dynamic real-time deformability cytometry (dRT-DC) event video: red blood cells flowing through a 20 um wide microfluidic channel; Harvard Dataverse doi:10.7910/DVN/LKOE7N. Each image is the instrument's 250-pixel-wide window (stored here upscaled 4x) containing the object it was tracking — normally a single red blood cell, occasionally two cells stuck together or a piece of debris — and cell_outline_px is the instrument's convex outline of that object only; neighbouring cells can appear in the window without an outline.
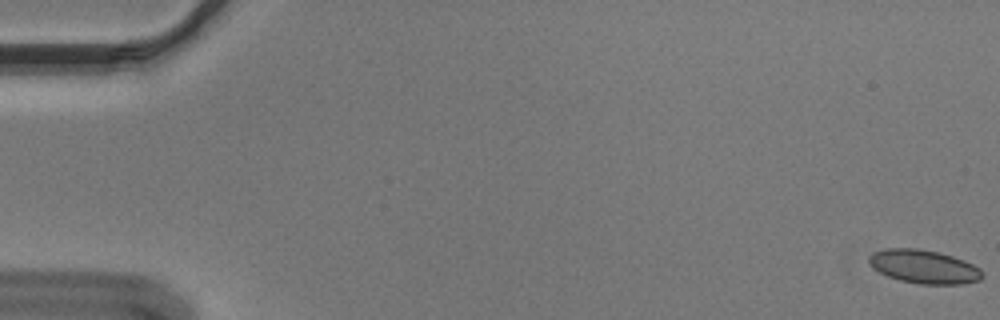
{"species": "Egyptian fruit bat (a non-hibernating species)", "species_latin": "Rousettus aegyptiacus", "temperature_condition": "cold", "stored_images_in_passage": 10, "camera_frame_rate_fps": 3000, "um_per_image_px": 0.085, "animal": {"sex": "male"}, "frame": {"image": 1, "passage_image": 1, "time_ms": 0.0, "image_size_px": [1000, 320], "cell_outline_px": [[984, 276], [980, 280], [964, 284], [920, 284], [900, 280], [888, 276], [872, 268], [868, 264], [868, 256], [872, 252], [884, 248], [916, 248], [940, 252], [964, 260], [980, 268], [984, 272]], "centroid_in_image_um": [78.53, 22.66], "position_along_channel_um": 6.5, "area_um2": 22.48}}